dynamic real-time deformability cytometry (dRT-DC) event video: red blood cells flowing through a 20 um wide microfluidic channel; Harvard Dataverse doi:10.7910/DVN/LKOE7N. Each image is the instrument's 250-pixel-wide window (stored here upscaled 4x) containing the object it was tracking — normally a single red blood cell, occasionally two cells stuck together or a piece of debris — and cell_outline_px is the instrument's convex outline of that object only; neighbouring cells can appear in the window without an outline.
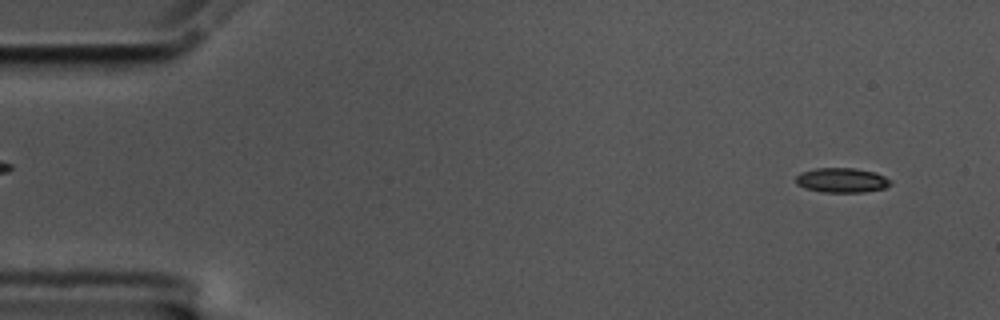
{"species": "common noctule bat (a hibernating species)", "species_latin": "Nyctalus noctula", "temperature_condition": "cold", "stored_images_in_passage": 58, "camera_frame_rate_fps": 3000, "um_per_image_px": 0.085, "animal": {"sex": "male", "body_mass_g": 17.5, "forearm_length_mm": 52.3}, "frame": {"image": 1, "passage_image": 4, "time_ms": 1.0, "image_size_px": [1000, 320], "cell_outline_px": [[892, 184], [884, 188], [864, 192], [824, 192], [804, 188], [796, 184], [796, 176], [800, 172], [816, 168], [856, 168], [876, 172], [892, 180]], "centroid_in_image_um": [71.56, 15.31], "position_along_channel_um": 13.4, "area_um2": 13.76}}
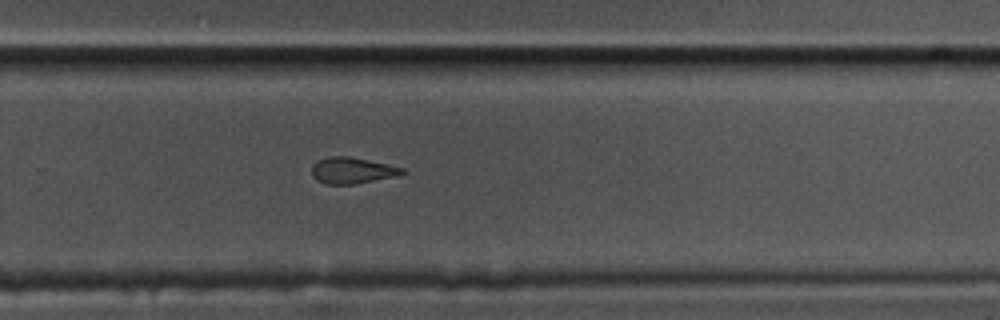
{"frame": {"image": 2, "passage_image": 38, "time_ms": 12.333, "image_size_px": [1000, 320], "cell_outline_px": [[404, 172], [400, 176], [356, 184], [324, 184], [316, 180], [312, 176], [312, 164], [316, 160], [328, 156], [348, 156], [388, 164], [404, 168]], "centroid_in_image_um": [29.92, 14.49], "position_along_channel_um": 299.9, "area_um2": 14.1}}
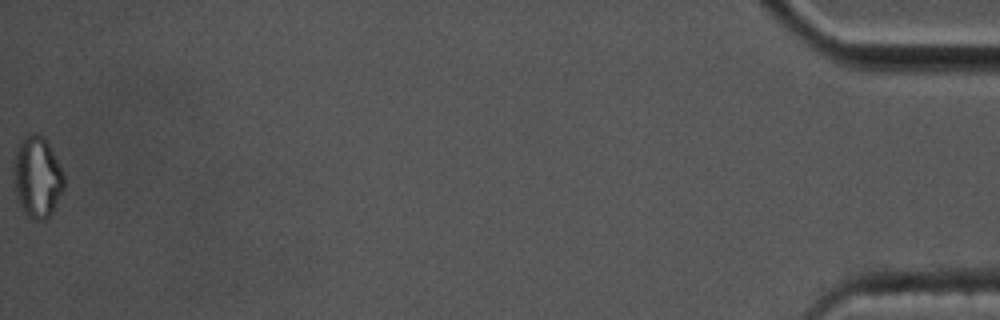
{"frame": {"image": 3, "passage_image": 58, "time_ms": 19.0, "image_size_px": [1000, 320], "cell_outline_px": [[64, 188], [56, 208], [44, 220], [32, 220], [24, 212], [16, 196], [12, 172], [16, 152], [20, 140], [28, 132], [44, 136], [60, 164], [64, 172]], "centroid_in_image_um": [3.17, 15.05], "position_along_channel_um": 432.0, "area_um2": 24.22}, "authors_computed_cell_mechanics": {"area_um2": 14.6234, "velocity_mm_per_s": 3.4863, "shape_relaxation_time_tau1_ms": 4.4234, "shape_relaxation_time_tau2_ms": 3.0888, "deformation_change_tau1": 0.1524, "deformation_change_tau2": 0.1089}}